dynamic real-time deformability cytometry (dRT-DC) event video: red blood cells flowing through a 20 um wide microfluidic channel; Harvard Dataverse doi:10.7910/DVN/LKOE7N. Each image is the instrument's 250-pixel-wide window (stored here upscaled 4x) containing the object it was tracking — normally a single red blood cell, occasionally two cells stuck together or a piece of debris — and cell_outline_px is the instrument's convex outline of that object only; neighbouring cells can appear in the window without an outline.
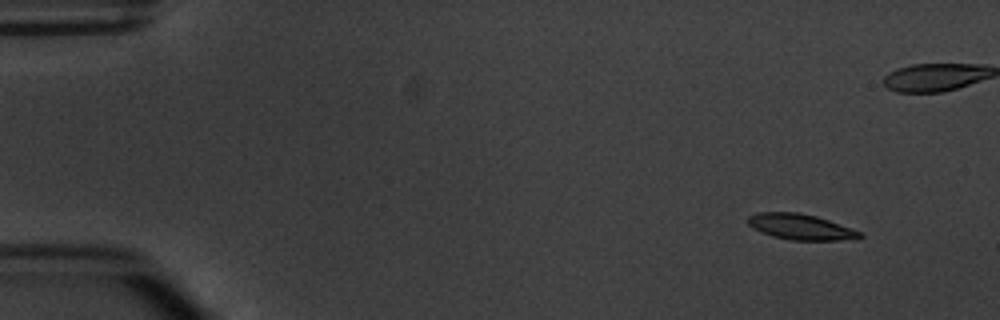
{"species": "common noctule bat (a hibernating species)", "species_latin": "Nyctalus noctula", "temperature_condition": "warm", "stored_images_in_passage": 5, "camera_frame_rate_fps": 3000, "um_per_image_px": 0.085, "animal": {"sex": "male", "body_mass_g": 20.1, "forearm_length_mm": 53.5}, "frame": {"image": 1, "passage_image": 1, "time_ms": 0.0, "image_size_px": [1000, 320], "cell_outline_px": [[864, 236], [856, 240], [792, 240], [772, 236], [760, 232], [752, 228], [748, 224], [748, 216], [756, 212], [796, 212], [816, 216], [852, 228], [860, 232]], "centroid_in_image_um": [68.06, 19.29], "position_along_channel_um": 16.9, "area_um2": 16.88}}
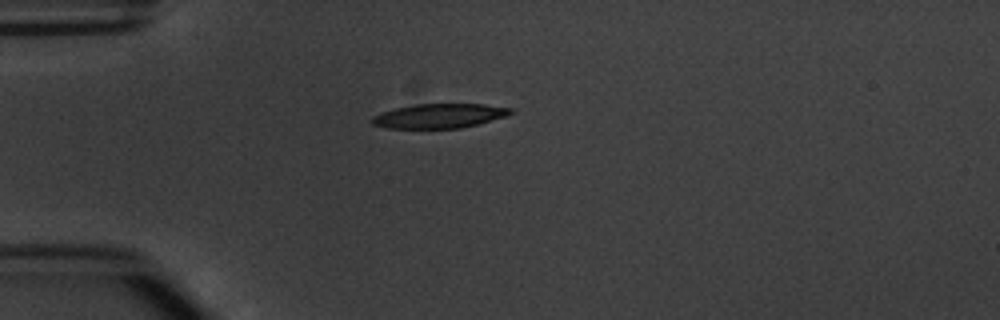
{"frame": {"image": 2, "passage_image": 5, "time_ms": 5.0, "image_size_px": [1000, 320], "cell_outline_px": [[512, 112], [504, 116], [476, 124], [460, 128], [388, 128], [372, 124], [372, 116], [380, 112], [396, 108], [416, 104], [484, 104], [512, 108]], "centroid_in_image_um": [37.29, 9.84], "position_along_channel_um": 47.7, "area_um2": 19.42}}